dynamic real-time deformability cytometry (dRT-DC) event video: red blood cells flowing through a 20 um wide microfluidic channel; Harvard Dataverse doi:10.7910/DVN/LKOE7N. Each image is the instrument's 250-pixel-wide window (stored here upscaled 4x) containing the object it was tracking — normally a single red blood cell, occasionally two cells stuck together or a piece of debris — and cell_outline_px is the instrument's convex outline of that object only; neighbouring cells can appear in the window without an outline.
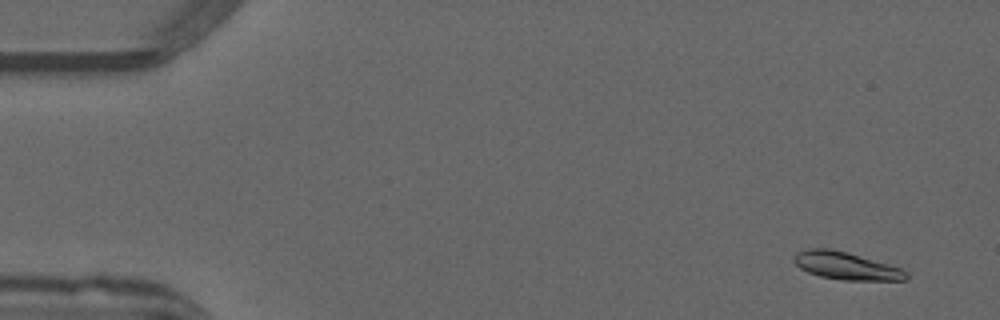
{"species": "common noctule bat (a hibernating species)", "species_latin": "Nyctalus noctula", "temperature_condition": "warm", "stored_images_in_passage": 52, "camera_frame_rate_fps": 3000, "um_per_image_px": 0.085, "animal": {"sex": "male", "forearm_length_mm": 52.5}, "frame": {"image": 1, "passage_image": 4, "time_ms": 1.0, "image_size_px": [1000, 320], "cell_outline_px": [[908, 280], [844, 280], [820, 276], [808, 272], [800, 268], [792, 260], [796, 252], [808, 248], [828, 248], [848, 252], [888, 264], [900, 268], [908, 272]], "centroid_in_image_um": [71.9, 22.59], "position_along_channel_um": 13.1, "area_um2": 18.03}}
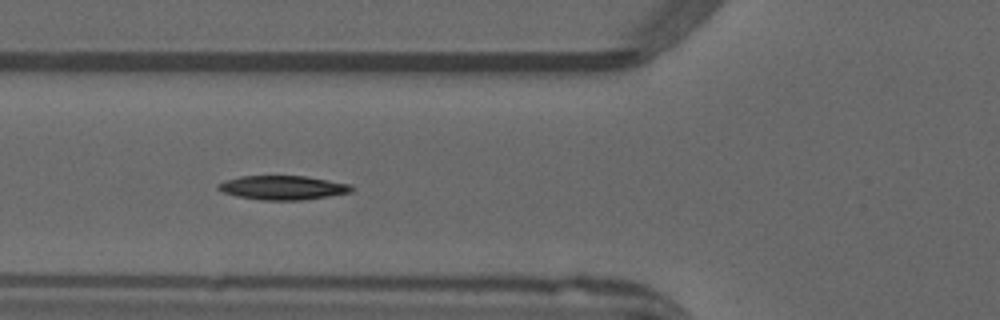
{"frame": {"image": 2, "passage_image": 20, "time_ms": 6.333, "image_size_px": [1000, 320], "cell_outline_px": [[356, 188], [352, 192], [304, 200], [260, 200], [236, 196], [220, 192], [216, 188], [216, 184], [224, 180], [240, 176], [304, 176], [352, 184]], "centroid_in_image_um": [24.01, 15.95], "position_along_channel_um": 101.8, "area_um2": 19.02}}
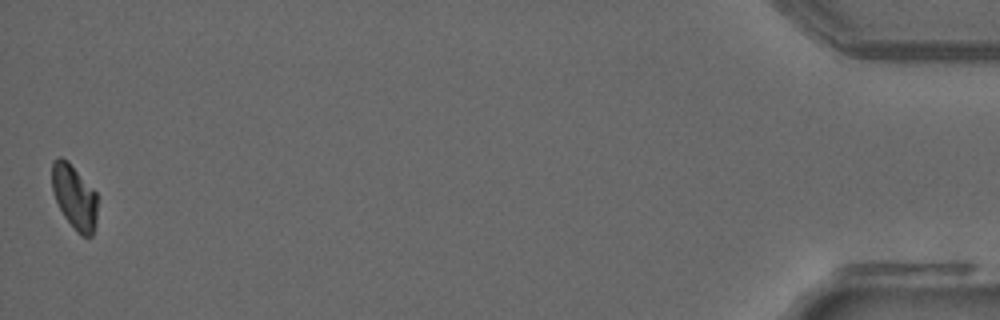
{"frame": {"image": 3, "passage_image": 52, "time_ms": 17.0, "image_size_px": [1000, 320], "cell_outline_px": [[96, 220], [92, 236], [80, 236], [76, 232], [64, 216], [52, 192], [52, 160], [60, 156], [68, 160], [96, 192]], "centroid_in_image_um": [6.3, 16.72], "position_along_channel_um": 428.9, "area_um2": 17.05}, "authors_computed_cell_mechanics": {"area_um2": 18.1203, "velocity_mm_per_s": 3.9748, "shape_relaxation_time_tau1_ms": 8.4492, "shape_relaxation_time_tau2_ms": null, "deformation_change_tau1": 0.2227, "deformation_change_tau2": null}}